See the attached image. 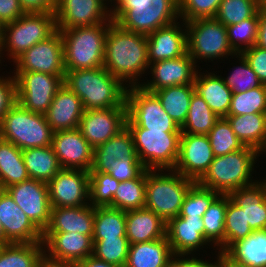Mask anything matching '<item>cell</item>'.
<instances>
[{
  "label": "cell",
  "instance_id": "6da1fadb",
  "mask_svg": "<svg viewBox=\"0 0 266 267\" xmlns=\"http://www.w3.org/2000/svg\"><path fill=\"white\" fill-rule=\"evenodd\" d=\"M149 65L147 37L126 31L113 22L105 40L103 67L126 87H131L140 86V78L147 73Z\"/></svg>",
  "mask_w": 266,
  "mask_h": 267
},
{
  "label": "cell",
  "instance_id": "7a4b0ae2",
  "mask_svg": "<svg viewBox=\"0 0 266 267\" xmlns=\"http://www.w3.org/2000/svg\"><path fill=\"white\" fill-rule=\"evenodd\" d=\"M65 71L63 84L82 100L85 110L127 107V87L104 67Z\"/></svg>",
  "mask_w": 266,
  "mask_h": 267
},
{
  "label": "cell",
  "instance_id": "3957f363",
  "mask_svg": "<svg viewBox=\"0 0 266 267\" xmlns=\"http://www.w3.org/2000/svg\"><path fill=\"white\" fill-rule=\"evenodd\" d=\"M259 152L251 147L216 156L204 176L197 182L203 188L229 194L231 191L250 186L258 181L253 175Z\"/></svg>",
  "mask_w": 266,
  "mask_h": 267
},
{
  "label": "cell",
  "instance_id": "277c9868",
  "mask_svg": "<svg viewBox=\"0 0 266 267\" xmlns=\"http://www.w3.org/2000/svg\"><path fill=\"white\" fill-rule=\"evenodd\" d=\"M112 23L105 22L94 26L57 29L63 39L65 70L103 67L105 40Z\"/></svg>",
  "mask_w": 266,
  "mask_h": 267
},
{
  "label": "cell",
  "instance_id": "5b68a950",
  "mask_svg": "<svg viewBox=\"0 0 266 267\" xmlns=\"http://www.w3.org/2000/svg\"><path fill=\"white\" fill-rule=\"evenodd\" d=\"M112 20L126 31L148 36L180 20L179 0H126Z\"/></svg>",
  "mask_w": 266,
  "mask_h": 267
},
{
  "label": "cell",
  "instance_id": "8992f818",
  "mask_svg": "<svg viewBox=\"0 0 266 267\" xmlns=\"http://www.w3.org/2000/svg\"><path fill=\"white\" fill-rule=\"evenodd\" d=\"M195 183L173 169H146L145 208L167 223L179 216L185 196Z\"/></svg>",
  "mask_w": 266,
  "mask_h": 267
},
{
  "label": "cell",
  "instance_id": "52a82bcc",
  "mask_svg": "<svg viewBox=\"0 0 266 267\" xmlns=\"http://www.w3.org/2000/svg\"><path fill=\"white\" fill-rule=\"evenodd\" d=\"M56 31L55 13H25L15 21L4 24L1 61L7 52V59L14 62L26 50L46 40Z\"/></svg>",
  "mask_w": 266,
  "mask_h": 267
},
{
  "label": "cell",
  "instance_id": "ba28073f",
  "mask_svg": "<svg viewBox=\"0 0 266 267\" xmlns=\"http://www.w3.org/2000/svg\"><path fill=\"white\" fill-rule=\"evenodd\" d=\"M53 134L45 114L28 111L18 102L0 121V138L21 150L50 146Z\"/></svg>",
  "mask_w": 266,
  "mask_h": 267
},
{
  "label": "cell",
  "instance_id": "9c48e42d",
  "mask_svg": "<svg viewBox=\"0 0 266 267\" xmlns=\"http://www.w3.org/2000/svg\"><path fill=\"white\" fill-rule=\"evenodd\" d=\"M187 30V53L195 64L220 61L223 58L235 59L236 53L229 45L227 29L215 18H198L185 22ZM199 60V61H198Z\"/></svg>",
  "mask_w": 266,
  "mask_h": 267
},
{
  "label": "cell",
  "instance_id": "30bf717a",
  "mask_svg": "<svg viewBox=\"0 0 266 267\" xmlns=\"http://www.w3.org/2000/svg\"><path fill=\"white\" fill-rule=\"evenodd\" d=\"M138 159L147 170L174 169L181 132L128 128Z\"/></svg>",
  "mask_w": 266,
  "mask_h": 267
},
{
  "label": "cell",
  "instance_id": "8fae6325",
  "mask_svg": "<svg viewBox=\"0 0 266 267\" xmlns=\"http://www.w3.org/2000/svg\"><path fill=\"white\" fill-rule=\"evenodd\" d=\"M127 128H144L162 132H181L180 127L164 110L154 92L141 86L127 87Z\"/></svg>",
  "mask_w": 266,
  "mask_h": 267
},
{
  "label": "cell",
  "instance_id": "7c38bea8",
  "mask_svg": "<svg viewBox=\"0 0 266 267\" xmlns=\"http://www.w3.org/2000/svg\"><path fill=\"white\" fill-rule=\"evenodd\" d=\"M11 73L15 78L16 101L28 111L41 114L48 111L65 76L42 72Z\"/></svg>",
  "mask_w": 266,
  "mask_h": 267
},
{
  "label": "cell",
  "instance_id": "4fadbf2b",
  "mask_svg": "<svg viewBox=\"0 0 266 267\" xmlns=\"http://www.w3.org/2000/svg\"><path fill=\"white\" fill-rule=\"evenodd\" d=\"M13 72H42L65 75L63 39L57 30L52 36L26 50L14 62Z\"/></svg>",
  "mask_w": 266,
  "mask_h": 267
},
{
  "label": "cell",
  "instance_id": "5bb4252c",
  "mask_svg": "<svg viewBox=\"0 0 266 267\" xmlns=\"http://www.w3.org/2000/svg\"><path fill=\"white\" fill-rule=\"evenodd\" d=\"M33 224L43 233L50 222L48 184L29 178L5 189Z\"/></svg>",
  "mask_w": 266,
  "mask_h": 267
},
{
  "label": "cell",
  "instance_id": "9a60e30c",
  "mask_svg": "<svg viewBox=\"0 0 266 267\" xmlns=\"http://www.w3.org/2000/svg\"><path fill=\"white\" fill-rule=\"evenodd\" d=\"M90 173L81 169L62 168L48 184L52 207H78L89 202Z\"/></svg>",
  "mask_w": 266,
  "mask_h": 267
},
{
  "label": "cell",
  "instance_id": "2e32d148",
  "mask_svg": "<svg viewBox=\"0 0 266 267\" xmlns=\"http://www.w3.org/2000/svg\"><path fill=\"white\" fill-rule=\"evenodd\" d=\"M215 158L207 135L181 134L179 155L173 170L198 182Z\"/></svg>",
  "mask_w": 266,
  "mask_h": 267
},
{
  "label": "cell",
  "instance_id": "e0dca14e",
  "mask_svg": "<svg viewBox=\"0 0 266 267\" xmlns=\"http://www.w3.org/2000/svg\"><path fill=\"white\" fill-rule=\"evenodd\" d=\"M55 18L57 29L113 22L109 6L103 0H59Z\"/></svg>",
  "mask_w": 266,
  "mask_h": 267
},
{
  "label": "cell",
  "instance_id": "ac0fdd59",
  "mask_svg": "<svg viewBox=\"0 0 266 267\" xmlns=\"http://www.w3.org/2000/svg\"><path fill=\"white\" fill-rule=\"evenodd\" d=\"M127 107L85 110L78 129L88 143L96 148L126 127Z\"/></svg>",
  "mask_w": 266,
  "mask_h": 267
},
{
  "label": "cell",
  "instance_id": "d6986e66",
  "mask_svg": "<svg viewBox=\"0 0 266 267\" xmlns=\"http://www.w3.org/2000/svg\"><path fill=\"white\" fill-rule=\"evenodd\" d=\"M148 69L152 79L141 82L140 86L154 92L170 86L193 84L199 64L196 65L193 58L186 53L177 58L152 63Z\"/></svg>",
  "mask_w": 266,
  "mask_h": 267
},
{
  "label": "cell",
  "instance_id": "ffe728a7",
  "mask_svg": "<svg viewBox=\"0 0 266 267\" xmlns=\"http://www.w3.org/2000/svg\"><path fill=\"white\" fill-rule=\"evenodd\" d=\"M51 146L61 168L91 170L94 148L78 128L54 132Z\"/></svg>",
  "mask_w": 266,
  "mask_h": 267
},
{
  "label": "cell",
  "instance_id": "44dd1931",
  "mask_svg": "<svg viewBox=\"0 0 266 267\" xmlns=\"http://www.w3.org/2000/svg\"><path fill=\"white\" fill-rule=\"evenodd\" d=\"M0 222L10 243L42 242V232L4 189H0Z\"/></svg>",
  "mask_w": 266,
  "mask_h": 267
},
{
  "label": "cell",
  "instance_id": "7402d4cb",
  "mask_svg": "<svg viewBox=\"0 0 266 267\" xmlns=\"http://www.w3.org/2000/svg\"><path fill=\"white\" fill-rule=\"evenodd\" d=\"M166 237L173 254H196L211 244L204 238L202 217L177 216L166 223ZM198 251V252H197Z\"/></svg>",
  "mask_w": 266,
  "mask_h": 267
},
{
  "label": "cell",
  "instance_id": "603a6c76",
  "mask_svg": "<svg viewBox=\"0 0 266 267\" xmlns=\"http://www.w3.org/2000/svg\"><path fill=\"white\" fill-rule=\"evenodd\" d=\"M44 252L50 257L77 263L93 255V235L78 232H43Z\"/></svg>",
  "mask_w": 266,
  "mask_h": 267
},
{
  "label": "cell",
  "instance_id": "cb8c5ba5",
  "mask_svg": "<svg viewBox=\"0 0 266 267\" xmlns=\"http://www.w3.org/2000/svg\"><path fill=\"white\" fill-rule=\"evenodd\" d=\"M146 37L149 64L177 58L187 53V30L184 20L161 27Z\"/></svg>",
  "mask_w": 266,
  "mask_h": 267
},
{
  "label": "cell",
  "instance_id": "d4e9b609",
  "mask_svg": "<svg viewBox=\"0 0 266 267\" xmlns=\"http://www.w3.org/2000/svg\"><path fill=\"white\" fill-rule=\"evenodd\" d=\"M85 109L82 100L66 85H62L45 113L54 132L77 129Z\"/></svg>",
  "mask_w": 266,
  "mask_h": 267
},
{
  "label": "cell",
  "instance_id": "484cf974",
  "mask_svg": "<svg viewBox=\"0 0 266 267\" xmlns=\"http://www.w3.org/2000/svg\"><path fill=\"white\" fill-rule=\"evenodd\" d=\"M94 234V206L52 207L50 222L44 232Z\"/></svg>",
  "mask_w": 266,
  "mask_h": 267
},
{
  "label": "cell",
  "instance_id": "4316f807",
  "mask_svg": "<svg viewBox=\"0 0 266 267\" xmlns=\"http://www.w3.org/2000/svg\"><path fill=\"white\" fill-rule=\"evenodd\" d=\"M230 199L243 208L246 221L252 230L266 229V181L231 191Z\"/></svg>",
  "mask_w": 266,
  "mask_h": 267
},
{
  "label": "cell",
  "instance_id": "83f0119b",
  "mask_svg": "<svg viewBox=\"0 0 266 267\" xmlns=\"http://www.w3.org/2000/svg\"><path fill=\"white\" fill-rule=\"evenodd\" d=\"M193 84L195 92L205 100L219 118L228 116L232 90L225 84L221 74L207 70L200 73L198 70Z\"/></svg>",
  "mask_w": 266,
  "mask_h": 267
},
{
  "label": "cell",
  "instance_id": "f1b7e54d",
  "mask_svg": "<svg viewBox=\"0 0 266 267\" xmlns=\"http://www.w3.org/2000/svg\"><path fill=\"white\" fill-rule=\"evenodd\" d=\"M222 257L228 263L243 267H266V229L254 230L233 243Z\"/></svg>",
  "mask_w": 266,
  "mask_h": 267
},
{
  "label": "cell",
  "instance_id": "f546056e",
  "mask_svg": "<svg viewBox=\"0 0 266 267\" xmlns=\"http://www.w3.org/2000/svg\"><path fill=\"white\" fill-rule=\"evenodd\" d=\"M138 159L132 135L127 127L105 143L94 148L89 172H109L115 160Z\"/></svg>",
  "mask_w": 266,
  "mask_h": 267
},
{
  "label": "cell",
  "instance_id": "4dcf8cb0",
  "mask_svg": "<svg viewBox=\"0 0 266 267\" xmlns=\"http://www.w3.org/2000/svg\"><path fill=\"white\" fill-rule=\"evenodd\" d=\"M166 236V222L152 210L126 211V237L130 244L148 242Z\"/></svg>",
  "mask_w": 266,
  "mask_h": 267
},
{
  "label": "cell",
  "instance_id": "1f68e13d",
  "mask_svg": "<svg viewBox=\"0 0 266 267\" xmlns=\"http://www.w3.org/2000/svg\"><path fill=\"white\" fill-rule=\"evenodd\" d=\"M168 238L130 244L124 267H169L173 257Z\"/></svg>",
  "mask_w": 266,
  "mask_h": 267
},
{
  "label": "cell",
  "instance_id": "d6a6232c",
  "mask_svg": "<svg viewBox=\"0 0 266 267\" xmlns=\"http://www.w3.org/2000/svg\"><path fill=\"white\" fill-rule=\"evenodd\" d=\"M233 132L243 144L258 152L266 142V113L228 115Z\"/></svg>",
  "mask_w": 266,
  "mask_h": 267
},
{
  "label": "cell",
  "instance_id": "836d02e7",
  "mask_svg": "<svg viewBox=\"0 0 266 267\" xmlns=\"http://www.w3.org/2000/svg\"><path fill=\"white\" fill-rule=\"evenodd\" d=\"M22 156L32 179L48 183L62 169L51 145L24 149Z\"/></svg>",
  "mask_w": 266,
  "mask_h": 267
},
{
  "label": "cell",
  "instance_id": "e575fe53",
  "mask_svg": "<svg viewBox=\"0 0 266 267\" xmlns=\"http://www.w3.org/2000/svg\"><path fill=\"white\" fill-rule=\"evenodd\" d=\"M29 179L22 150L0 138V189Z\"/></svg>",
  "mask_w": 266,
  "mask_h": 267
},
{
  "label": "cell",
  "instance_id": "d590c367",
  "mask_svg": "<svg viewBox=\"0 0 266 267\" xmlns=\"http://www.w3.org/2000/svg\"><path fill=\"white\" fill-rule=\"evenodd\" d=\"M194 92V84L170 86L154 91L166 113L179 127L184 124L187 118Z\"/></svg>",
  "mask_w": 266,
  "mask_h": 267
},
{
  "label": "cell",
  "instance_id": "8d00e7d4",
  "mask_svg": "<svg viewBox=\"0 0 266 267\" xmlns=\"http://www.w3.org/2000/svg\"><path fill=\"white\" fill-rule=\"evenodd\" d=\"M226 210L227 194H220L202 216L204 238L218 251L225 245Z\"/></svg>",
  "mask_w": 266,
  "mask_h": 267
},
{
  "label": "cell",
  "instance_id": "74e56055",
  "mask_svg": "<svg viewBox=\"0 0 266 267\" xmlns=\"http://www.w3.org/2000/svg\"><path fill=\"white\" fill-rule=\"evenodd\" d=\"M218 120L219 117L211 110L205 100L194 92L187 118L180 127L181 134L207 135Z\"/></svg>",
  "mask_w": 266,
  "mask_h": 267
},
{
  "label": "cell",
  "instance_id": "f35d334b",
  "mask_svg": "<svg viewBox=\"0 0 266 267\" xmlns=\"http://www.w3.org/2000/svg\"><path fill=\"white\" fill-rule=\"evenodd\" d=\"M126 237V211L109 206L94 207L93 239Z\"/></svg>",
  "mask_w": 266,
  "mask_h": 267
},
{
  "label": "cell",
  "instance_id": "ab89813d",
  "mask_svg": "<svg viewBox=\"0 0 266 267\" xmlns=\"http://www.w3.org/2000/svg\"><path fill=\"white\" fill-rule=\"evenodd\" d=\"M43 242L9 243L0 248V267H37Z\"/></svg>",
  "mask_w": 266,
  "mask_h": 267
},
{
  "label": "cell",
  "instance_id": "60d3db41",
  "mask_svg": "<svg viewBox=\"0 0 266 267\" xmlns=\"http://www.w3.org/2000/svg\"><path fill=\"white\" fill-rule=\"evenodd\" d=\"M146 169L131 180L120 182L109 207L123 211L145 207Z\"/></svg>",
  "mask_w": 266,
  "mask_h": 267
},
{
  "label": "cell",
  "instance_id": "b9f144b4",
  "mask_svg": "<svg viewBox=\"0 0 266 267\" xmlns=\"http://www.w3.org/2000/svg\"><path fill=\"white\" fill-rule=\"evenodd\" d=\"M253 232L246 221L243 208L236 205L227 194V210L225 216V245L216 252L221 255L235 242L244 239Z\"/></svg>",
  "mask_w": 266,
  "mask_h": 267
},
{
  "label": "cell",
  "instance_id": "7bdbcfd3",
  "mask_svg": "<svg viewBox=\"0 0 266 267\" xmlns=\"http://www.w3.org/2000/svg\"><path fill=\"white\" fill-rule=\"evenodd\" d=\"M259 11V0H221L215 19L225 26L253 17Z\"/></svg>",
  "mask_w": 266,
  "mask_h": 267
},
{
  "label": "cell",
  "instance_id": "ee69618b",
  "mask_svg": "<svg viewBox=\"0 0 266 267\" xmlns=\"http://www.w3.org/2000/svg\"><path fill=\"white\" fill-rule=\"evenodd\" d=\"M207 136L215 157L238 151L244 147L226 118H219Z\"/></svg>",
  "mask_w": 266,
  "mask_h": 267
},
{
  "label": "cell",
  "instance_id": "f6af8a7d",
  "mask_svg": "<svg viewBox=\"0 0 266 267\" xmlns=\"http://www.w3.org/2000/svg\"><path fill=\"white\" fill-rule=\"evenodd\" d=\"M259 23L258 12L251 18L226 26L229 45L236 54L254 46Z\"/></svg>",
  "mask_w": 266,
  "mask_h": 267
},
{
  "label": "cell",
  "instance_id": "bcb514c9",
  "mask_svg": "<svg viewBox=\"0 0 266 267\" xmlns=\"http://www.w3.org/2000/svg\"><path fill=\"white\" fill-rule=\"evenodd\" d=\"M266 85L242 93H232L228 115L265 113Z\"/></svg>",
  "mask_w": 266,
  "mask_h": 267
},
{
  "label": "cell",
  "instance_id": "7dc6e473",
  "mask_svg": "<svg viewBox=\"0 0 266 267\" xmlns=\"http://www.w3.org/2000/svg\"><path fill=\"white\" fill-rule=\"evenodd\" d=\"M93 255L107 263L124 267L130 243L127 237L93 239Z\"/></svg>",
  "mask_w": 266,
  "mask_h": 267
},
{
  "label": "cell",
  "instance_id": "c3c4849f",
  "mask_svg": "<svg viewBox=\"0 0 266 267\" xmlns=\"http://www.w3.org/2000/svg\"><path fill=\"white\" fill-rule=\"evenodd\" d=\"M89 202L92 206H108L118 189L120 181L107 172H89Z\"/></svg>",
  "mask_w": 266,
  "mask_h": 267
},
{
  "label": "cell",
  "instance_id": "681fc988",
  "mask_svg": "<svg viewBox=\"0 0 266 267\" xmlns=\"http://www.w3.org/2000/svg\"><path fill=\"white\" fill-rule=\"evenodd\" d=\"M234 57L239 61V65L232 68L228 76L223 77L225 84L232 90V93H242L250 89L261 87L263 84L256 73L248 64L245 57L239 53Z\"/></svg>",
  "mask_w": 266,
  "mask_h": 267
},
{
  "label": "cell",
  "instance_id": "f907efd6",
  "mask_svg": "<svg viewBox=\"0 0 266 267\" xmlns=\"http://www.w3.org/2000/svg\"><path fill=\"white\" fill-rule=\"evenodd\" d=\"M219 192L203 188L197 182L185 196L179 216L202 217Z\"/></svg>",
  "mask_w": 266,
  "mask_h": 267
},
{
  "label": "cell",
  "instance_id": "816d5d0a",
  "mask_svg": "<svg viewBox=\"0 0 266 267\" xmlns=\"http://www.w3.org/2000/svg\"><path fill=\"white\" fill-rule=\"evenodd\" d=\"M221 0H179V16L185 22L198 18H214Z\"/></svg>",
  "mask_w": 266,
  "mask_h": 267
},
{
  "label": "cell",
  "instance_id": "f5cc1de1",
  "mask_svg": "<svg viewBox=\"0 0 266 267\" xmlns=\"http://www.w3.org/2000/svg\"><path fill=\"white\" fill-rule=\"evenodd\" d=\"M145 168L139 159L115 160L109 174L116 180L123 182L137 178Z\"/></svg>",
  "mask_w": 266,
  "mask_h": 267
},
{
  "label": "cell",
  "instance_id": "db71d44e",
  "mask_svg": "<svg viewBox=\"0 0 266 267\" xmlns=\"http://www.w3.org/2000/svg\"><path fill=\"white\" fill-rule=\"evenodd\" d=\"M10 75L0 76V121L16 101L15 78Z\"/></svg>",
  "mask_w": 266,
  "mask_h": 267
},
{
  "label": "cell",
  "instance_id": "11a10c76",
  "mask_svg": "<svg viewBox=\"0 0 266 267\" xmlns=\"http://www.w3.org/2000/svg\"><path fill=\"white\" fill-rule=\"evenodd\" d=\"M263 85H266V49L256 45L241 53Z\"/></svg>",
  "mask_w": 266,
  "mask_h": 267
},
{
  "label": "cell",
  "instance_id": "9f6ffc18",
  "mask_svg": "<svg viewBox=\"0 0 266 267\" xmlns=\"http://www.w3.org/2000/svg\"><path fill=\"white\" fill-rule=\"evenodd\" d=\"M215 255L216 259L214 262H207L206 260L204 261V259L201 257H199L198 259L195 254H174L171 258L169 267H221L222 255L219 252Z\"/></svg>",
  "mask_w": 266,
  "mask_h": 267
},
{
  "label": "cell",
  "instance_id": "6f0895ef",
  "mask_svg": "<svg viewBox=\"0 0 266 267\" xmlns=\"http://www.w3.org/2000/svg\"><path fill=\"white\" fill-rule=\"evenodd\" d=\"M25 13H55L59 0H18Z\"/></svg>",
  "mask_w": 266,
  "mask_h": 267
},
{
  "label": "cell",
  "instance_id": "680465c9",
  "mask_svg": "<svg viewBox=\"0 0 266 267\" xmlns=\"http://www.w3.org/2000/svg\"><path fill=\"white\" fill-rule=\"evenodd\" d=\"M23 11L18 0H0V22L4 25L20 18Z\"/></svg>",
  "mask_w": 266,
  "mask_h": 267
},
{
  "label": "cell",
  "instance_id": "91938a15",
  "mask_svg": "<svg viewBox=\"0 0 266 267\" xmlns=\"http://www.w3.org/2000/svg\"><path fill=\"white\" fill-rule=\"evenodd\" d=\"M37 267H77L76 263L50 257L46 252L40 256Z\"/></svg>",
  "mask_w": 266,
  "mask_h": 267
},
{
  "label": "cell",
  "instance_id": "94428289",
  "mask_svg": "<svg viewBox=\"0 0 266 267\" xmlns=\"http://www.w3.org/2000/svg\"><path fill=\"white\" fill-rule=\"evenodd\" d=\"M259 23L255 45L266 49V9H259Z\"/></svg>",
  "mask_w": 266,
  "mask_h": 267
},
{
  "label": "cell",
  "instance_id": "6125c7cd",
  "mask_svg": "<svg viewBox=\"0 0 266 267\" xmlns=\"http://www.w3.org/2000/svg\"><path fill=\"white\" fill-rule=\"evenodd\" d=\"M77 267H121L115 264L107 263L104 260L96 258L94 255L76 263Z\"/></svg>",
  "mask_w": 266,
  "mask_h": 267
},
{
  "label": "cell",
  "instance_id": "be15d7a7",
  "mask_svg": "<svg viewBox=\"0 0 266 267\" xmlns=\"http://www.w3.org/2000/svg\"><path fill=\"white\" fill-rule=\"evenodd\" d=\"M126 0H114L111 4H113V5H111L110 4V8H109V10H110V13H111V15L125 2ZM114 6V7H113Z\"/></svg>",
  "mask_w": 266,
  "mask_h": 267
},
{
  "label": "cell",
  "instance_id": "e7e4bbea",
  "mask_svg": "<svg viewBox=\"0 0 266 267\" xmlns=\"http://www.w3.org/2000/svg\"><path fill=\"white\" fill-rule=\"evenodd\" d=\"M0 243L2 245L9 244L10 242L5 238L4 231L0 222Z\"/></svg>",
  "mask_w": 266,
  "mask_h": 267
},
{
  "label": "cell",
  "instance_id": "03108f58",
  "mask_svg": "<svg viewBox=\"0 0 266 267\" xmlns=\"http://www.w3.org/2000/svg\"><path fill=\"white\" fill-rule=\"evenodd\" d=\"M221 267H243L239 265H235L232 263H228L223 257L221 258Z\"/></svg>",
  "mask_w": 266,
  "mask_h": 267
},
{
  "label": "cell",
  "instance_id": "003e7915",
  "mask_svg": "<svg viewBox=\"0 0 266 267\" xmlns=\"http://www.w3.org/2000/svg\"><path fill=\"white\" fill-rule=\"evenodd\" d=\"M259 9H266V0H259Z\"/></svg>",
  "mask_w": 266,
  "mask_h": 267
},
{
  "label": "cell",
  "instance_id": "a7ac6f4b",
  "mask_svg": "<svg viewBox=\"0 0 266 267\" xmlns=\"http://www.w3.org/2000/svg\"><path fill=\"white\" fill-rule=\"evenodd\" d=\"M3 24L0 22V47L2 44V37H3Z\"/></svg>",
  "mask_w": 266,
  "mask_h": 267
},
{
  "label": "cell",
  "instance_id": "89a4df30",
  "mask_svg": "<svg viewBox=\"0 0 266 267\" xmlns=\"http://www.w3.org/2000/svg\"><path fill=\"white\" fill-rule=\"evenodd\" d=\"M264 153L266 155V142H265L264 146L262 147V149L259 151V156L263 155Z\"/></svg>",
  "mask_w": 266,
  "mask_h": 267
},
{
  "label": "cell",
  "instance_id": "2644e50d",
  "mask_svg": "<svg viewBox=\"0 0 266 267\" xmlns=\"http://www.w3.org/2000/svg\"><path fill=\"white\" fill-rule=\"evenodd\" d=\"M105 3H107V4H110V3H112L114 0H103Z\"/></svg>",
  "mask_w": 266,
  "mask_h": 267
}]
</instances>
